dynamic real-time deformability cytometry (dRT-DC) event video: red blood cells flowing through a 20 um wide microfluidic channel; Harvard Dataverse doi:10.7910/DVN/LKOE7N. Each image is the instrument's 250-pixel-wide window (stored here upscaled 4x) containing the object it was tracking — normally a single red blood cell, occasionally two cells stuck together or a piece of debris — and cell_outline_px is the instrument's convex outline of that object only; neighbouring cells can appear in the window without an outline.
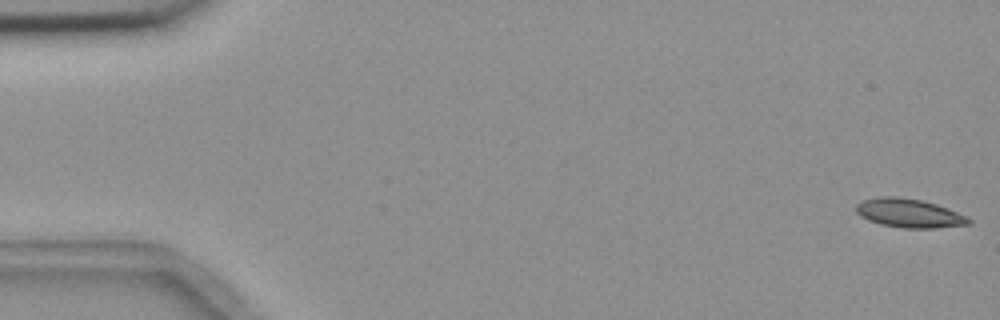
{"species": "common noctule bat (a hibernating species)", "species_latin": "Nyctalus noctula", "temperature_condition": "room temperature", "stored_images_in_passage": 8, "camera_frame_rate_fps": 3000, "um_per_image_px": 0.085, "animal": {"sex": "female", "body_mass_g": 18.4}, "frame": {"image": 1, "passage_image": 1, "time_ms": 0.0, "image_size_px": [1000, 320], "cell_outline_px": [[972, 224], [936, 228], [904, 228], [880, 224], [868, 220], [860, 216], [856, 212], [856, 204], [864, 200], [880, 196], [896, 196], [924, 200], [948, 208], [968, 216], [972, 220]], "centroid_in_image_um": [77.31, 18.12], "position_along_channel_um": 7.7, "area_um2": 19.13}}
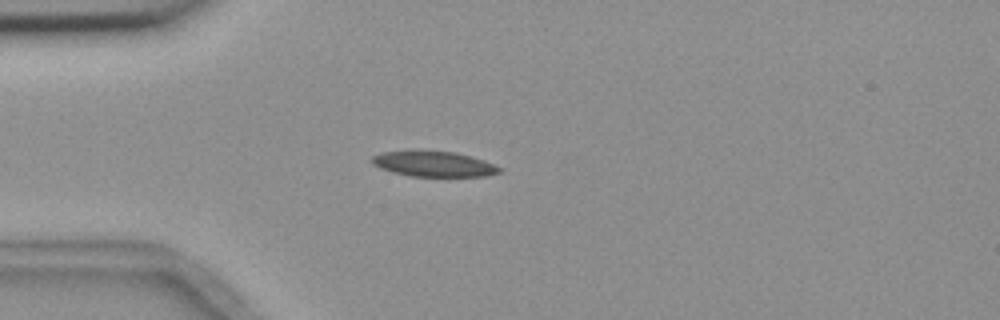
{"frame": {"image": 2, "passage_image": 5, "time_ms": 4.667, "image_size_px": [1000, 320], "cell_outline_px": [[500, 172], [484, 176], [412, 176], [392, 172], [380, 168], [372, 164], [372, 156], [384, 152], [456, 152], [484, 160], [500, 168]], "centroid_in_image_um": [36.87, 13.96], "position_along_channel_um": 48.1, "area_um2": 18.21}}
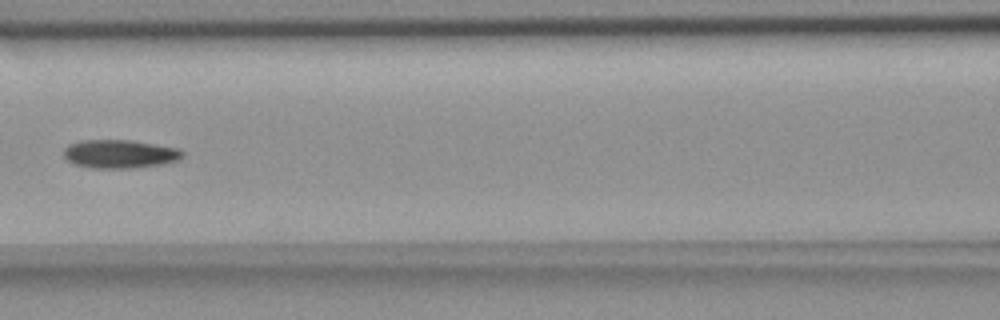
{"frame": {"image": 3, "passage_image": 8, "time_ms": 8.0, "image_size_px": [1000, 320], "cell_outline_px": [[184, 156], [180, 160], [164, 164], [132, 168], [92, 168], [76, 164], [68, 160], [64, 156], [64, 148], [68, 144], [80, 140], [132, 140], [180, 148], [184, 152]], "centroid_in_image_um": [10.23, 13.08], "position_along_channel_um": 156.4, "area_um2": 19.94}}